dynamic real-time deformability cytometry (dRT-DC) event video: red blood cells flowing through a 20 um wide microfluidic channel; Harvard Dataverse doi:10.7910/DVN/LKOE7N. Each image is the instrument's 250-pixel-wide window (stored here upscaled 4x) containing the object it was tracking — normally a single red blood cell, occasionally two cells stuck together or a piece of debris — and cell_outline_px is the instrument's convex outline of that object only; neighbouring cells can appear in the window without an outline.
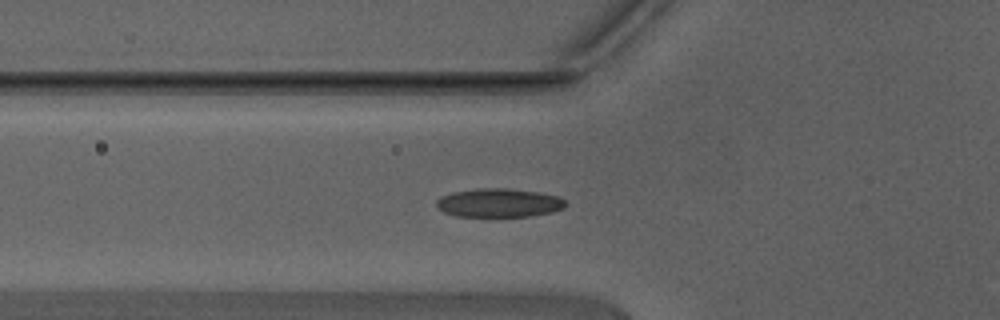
{"species": "Egyptian fruit bat (a non-hibernating species)", "species_latin": "Rousettus aegyptiacus", "temperature_condition": "warm", "stored_images_in_passage": 5, "camera_frame_rate_fps": 3000, "um_per_image_px": 0.085, "animal": {"sex": "male"}, "frame": {"image": 1, "passage_image": 3, "time_ms": 0.667, "image_size_px": [1000, 320], "cell_outline_px": [[564, 208], [552, 212], [528, 216], [456, 216], [444, 212], [436, 208], [436, 200], [440, 196], [452, 192], [480, 188], [508, 188], [540, 192], [556, 196], [564, 200]], "centroid_in_image_um": [42.36, 17.23], "position_along_channel_um": 83.4, "area_um2": 21.56}}